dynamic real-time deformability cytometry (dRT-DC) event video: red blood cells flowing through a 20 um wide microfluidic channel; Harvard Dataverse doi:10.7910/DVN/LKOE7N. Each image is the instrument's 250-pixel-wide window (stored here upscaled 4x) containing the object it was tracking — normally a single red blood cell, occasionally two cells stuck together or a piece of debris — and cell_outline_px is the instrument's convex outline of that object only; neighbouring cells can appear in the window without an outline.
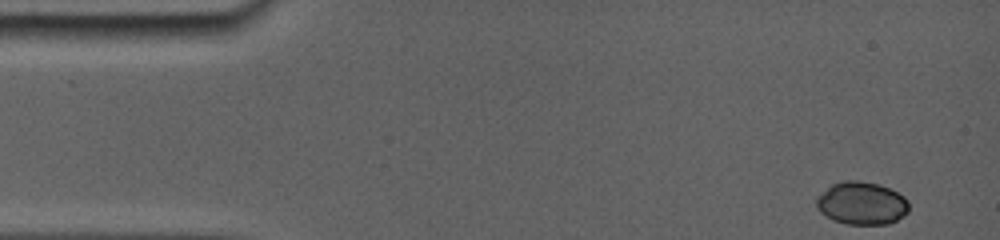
{"species": "common noctule bat (a hibernating species)", "species_latin": "Nyctalus noctula", "temperature_condition": "room temperature", "stored_images_in_passage": 17, "camera_frame_rate_fps": 5000, "um_per_image_px": 0.085, "animal": {"sex": "female", "body_mass_g": 19.0, "forearm_length_mm": 56.7}, "frame": {"image": 1, "passage_image": 1, "time_ms": 0.0, "image_size_px": [1000, 240], "cell_outline_px": [[908, 212], [904, 216], [888, 224], [844, 224], [832, 220], [820, 212], [816, 208], [816, 196], [832, 184], [848, 180], [852, 180], [876, 184], [888, 188], [904, 196], [908, 200]], "centroid_in_image_um": [73.22, 17.29], "position_along_channel_um": 11.8, "area_um2": 23.06}}
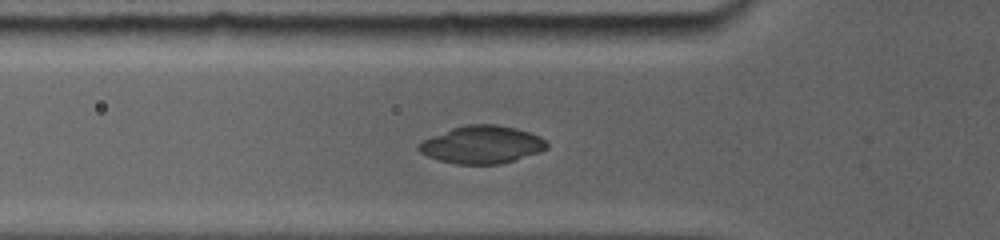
{"frame": {"image": 2, "passage_image": 15, "time_ms": 4.6, "image_size_px": [1000, 240], "cell_outline_px": [[548, 148], [540, 152], [500, 164], [456, 164], [440, 160], [428, 156], [420, 152], [416, 148], [424, 140], [452, 128], [468, 124], [496, 124], [528, 132], [540, 136], [548, 144]], "centroid_in_image_um": [40.98, 12.3], "position_along_channel_um": 84.8, "area_um2": 27.74}}
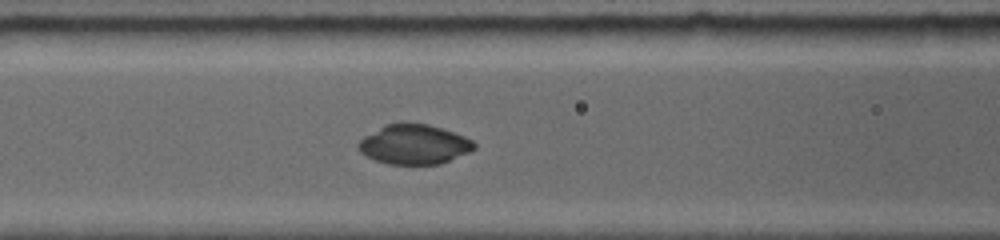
{"frame": {"image": 3, "passage_image": 17, "time_ms": 5.8, "image_size_px": [1000, 240], "cell_outline_px": [[476, 148], [468, 152], [440, 164], [388, 164], [376, 160], [360, 152], [360, 140], [364, 136], [388, 124], [428, 124], [464, 136], [472, 140], [476, 144]], "centroid_in_image_um": [35.23, 12.29], "position_along_channel_um": 131.4, "area_um2": 26.07}}